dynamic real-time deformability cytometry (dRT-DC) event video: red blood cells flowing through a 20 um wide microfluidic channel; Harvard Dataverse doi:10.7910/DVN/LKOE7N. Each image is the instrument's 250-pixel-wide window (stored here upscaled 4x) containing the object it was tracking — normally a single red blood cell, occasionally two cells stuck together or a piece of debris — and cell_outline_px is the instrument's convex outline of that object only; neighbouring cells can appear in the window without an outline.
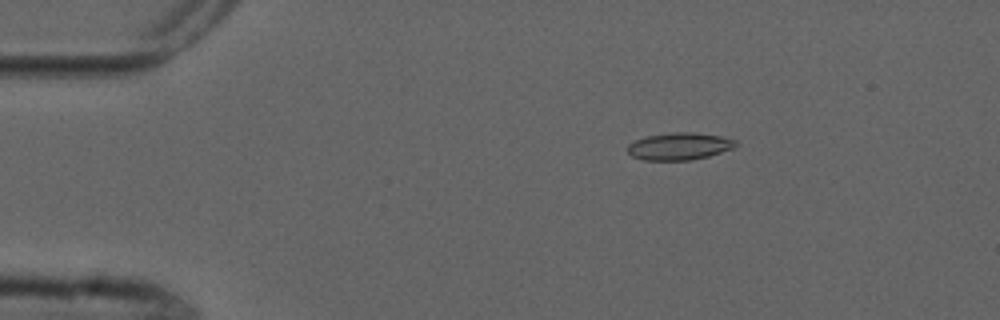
{"species": "common noctule bat (a hibernating species)", "species_latin": "Nyctalus noctula", "temperature_condition": "cold", "stored_images_in_passage": 3, "camera_frame_rate_fps": 3000, "um_per_image_px": 0.085, "animal": {"sex": "male", "forearm_length_mm": 52.5}, "frame": {"image": 1, "passage_image": 2, "time_ms": 1.667, "image_size_px": [1000, 320], "cell_outline_px": [[736, 144], [732, 148], [708, 156], [692, 160], [644, 160], [632, 156], [628, 152], [628, 144], [636, 140], [648, 136], [676, 132], [696, 132], [720, 136], [736, 140]], "centroid_in_image_um": [57.73, 12.43], "position_along_channel_um": 27.3, "area_um2": 16.94}}
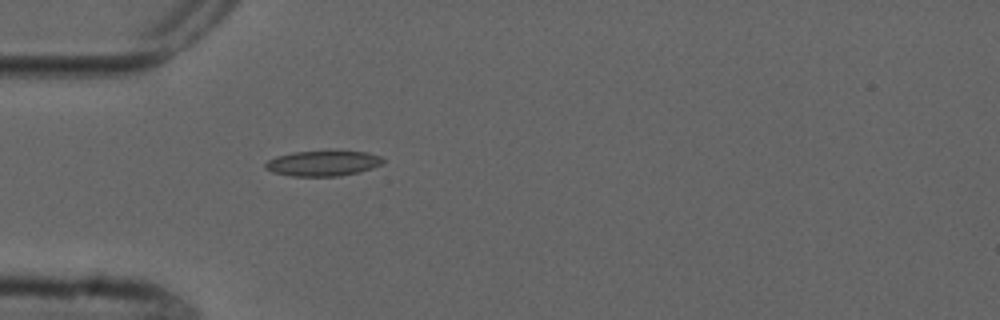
{"frame": {"image": 2, "passage_image": 3, "time_ms": 4.0, "image_size_px": [1000, 320], "cell_outline_px": [[384, 164], [360, 172], [340, 176], [292, 176], [272, 172], [264, 168], [264, 164], [268, 160], [276, 156], [296, 152], [332, 148], [368, 152], [380, 156], [384, 160]], "centroid_in_image_um": [27.5, 13.84], "position_along_channel_um": 57.5, "area_um2": 18.26}}